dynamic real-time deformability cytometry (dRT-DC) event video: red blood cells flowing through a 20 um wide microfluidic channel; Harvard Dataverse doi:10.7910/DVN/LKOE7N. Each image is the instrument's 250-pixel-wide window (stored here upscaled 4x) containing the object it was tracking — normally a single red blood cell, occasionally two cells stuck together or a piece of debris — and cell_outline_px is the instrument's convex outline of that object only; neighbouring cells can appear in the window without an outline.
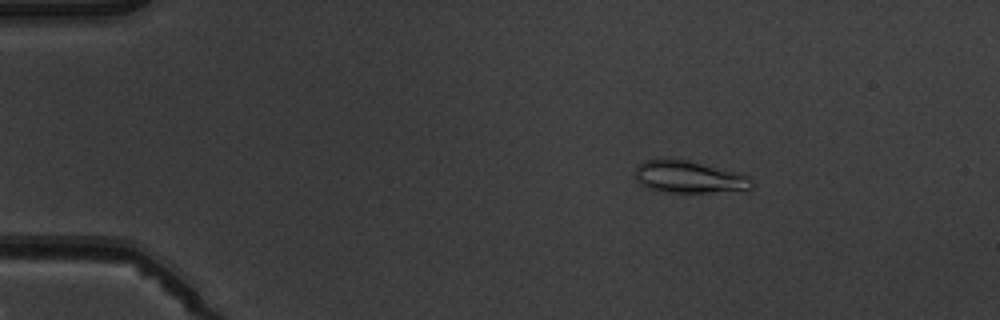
{"species": "common noctule bat (a hibernating species)", "species_latin": "Nyctalus noctula", "temperature_condition": "warm", "stored_images_in_passage": 5, "camera_frame_rate_fps": 3000, "um_per_image_px": 0.085, "animal": {"sex": "male", "body_mass_g": 19.5, "forearm_length_mm": 54.6}, "frame": {"image": 1, "passage_image": 3, "time_ms": 2.0, "image_size_px": [1000, 320], "cell_outline_px": [[756, 184], [748, 192], [664, 192], [644, 188], [640, 184], [636, 176], [636, 164], [644, 160], [688, 160], [736, 172], [748, 176]], "centroid_in_image_um": [58.64, 15.08], "position_along_channel_um": 26.4, "area_um2": 22.14}}